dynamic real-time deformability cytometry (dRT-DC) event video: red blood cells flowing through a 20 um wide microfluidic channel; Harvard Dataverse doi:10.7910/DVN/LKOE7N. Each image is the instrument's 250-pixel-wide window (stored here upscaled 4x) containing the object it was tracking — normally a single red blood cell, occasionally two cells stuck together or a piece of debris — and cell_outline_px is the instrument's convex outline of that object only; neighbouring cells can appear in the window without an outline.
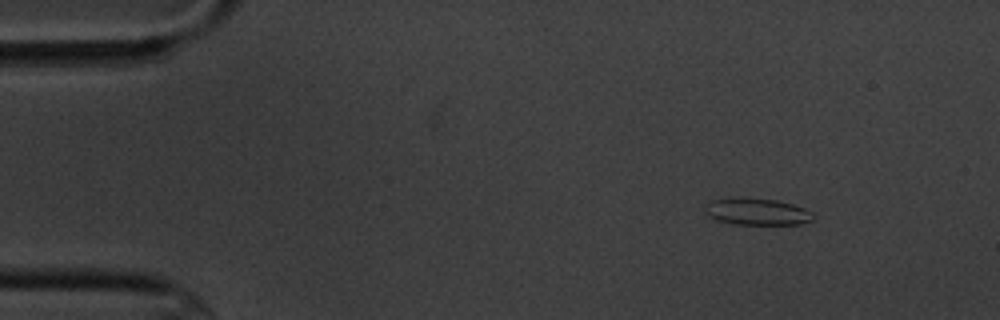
{"species": "common noctule bat (a hibernating species)", "species_latin": "Nyctalus noctula", "temperature_condition": "cold", "stored_images_in_passage": 3, "camera_frame_rate_fps": 3000, "um_per_image_px": 0.085, "animal": {"sex": "male", "body_mass_g": 20.1, "forearm_length_mm": 53.5}, "frame": {"image": 1, "passage_image": 1, "time_ms": 0.0, "image_size_px": [1000, 320], "cell_outline_px": [[816, 216], [812, 220], [800, 224], [732, 224], [716, 220], [708, 216], [704, 212], [704, 204], [712, 200], [736, 196], [776, 200], [792, 204], [804, 208], [812, 212]], "centroid_in_image_um": [64.29, 17.98], "position_along_channel_um": 20.7, "area_um2": 17.28}}
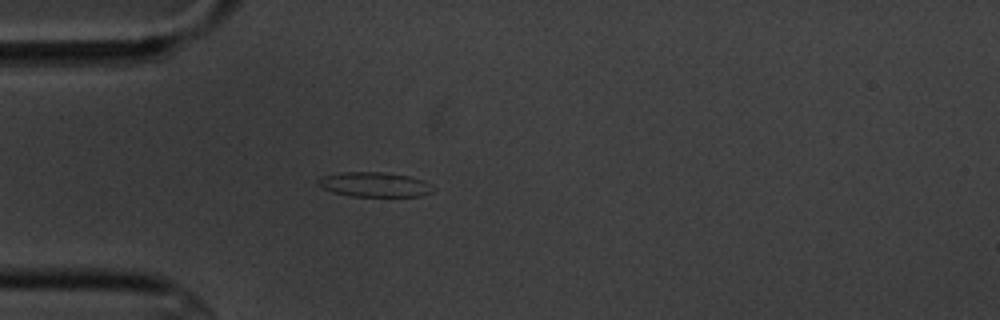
{"frame": {"image": 2, "passage_image": 3, "time_ms": 3.0, "image_size_px": [1000, 320], "cell_outline_px": [[436, 188], [432, 192], [420, 196], [352, 196], [332, 192], [316, 184], [316, 180], [320, 176], [340, 172], [380, 172], [408, 176], [420, 180]], "centroid_in_image_um": [31.77, 15.68], "position_along_channel_um": 53.2, "area_um2": 16.47}}